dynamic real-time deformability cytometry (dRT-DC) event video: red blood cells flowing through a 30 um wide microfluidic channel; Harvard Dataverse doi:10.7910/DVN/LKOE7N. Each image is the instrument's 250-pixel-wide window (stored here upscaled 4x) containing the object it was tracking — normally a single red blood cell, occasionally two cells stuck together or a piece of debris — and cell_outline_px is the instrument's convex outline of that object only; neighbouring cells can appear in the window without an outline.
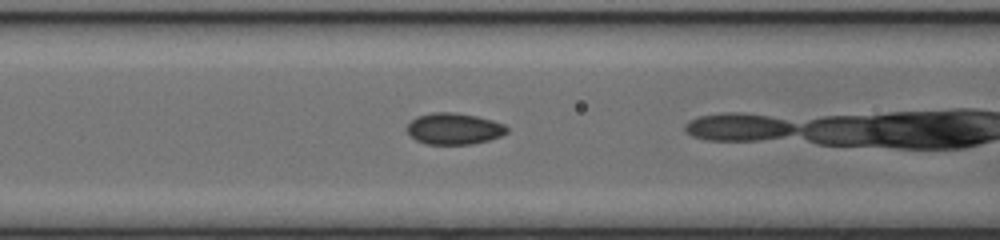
{"species": "common noctule bat (a hibernating species)", "species_latin": "Nyctalus noctula", "temperature_condition": "cold", "stored_images_in_passage": 20, "camera_frame_rate_fps": 3000, "um_per_image_px": 0.085, "animal": {"sex": "female", "body_mass_g": 17.0, "forearm_length_mm": 48.0}, "frame": {"image": 1, "passage_image": 12, "time_ms": 3.667, "image_size_px": [1000, 240], "cell_outline_px": [[508, 132], [500, 136], [488, 140], [472, 144], [424, 144], [416, 140], [408, 132], [408, 124], [416, 116], [432, 112], [452, 112], [476, 116], [492, 120], [504, 124], [508, 128]], "centroid_in_image_um": [38.59, 10.94], "position_along_channel_um": 128.0, "area_um2": 18.21}}